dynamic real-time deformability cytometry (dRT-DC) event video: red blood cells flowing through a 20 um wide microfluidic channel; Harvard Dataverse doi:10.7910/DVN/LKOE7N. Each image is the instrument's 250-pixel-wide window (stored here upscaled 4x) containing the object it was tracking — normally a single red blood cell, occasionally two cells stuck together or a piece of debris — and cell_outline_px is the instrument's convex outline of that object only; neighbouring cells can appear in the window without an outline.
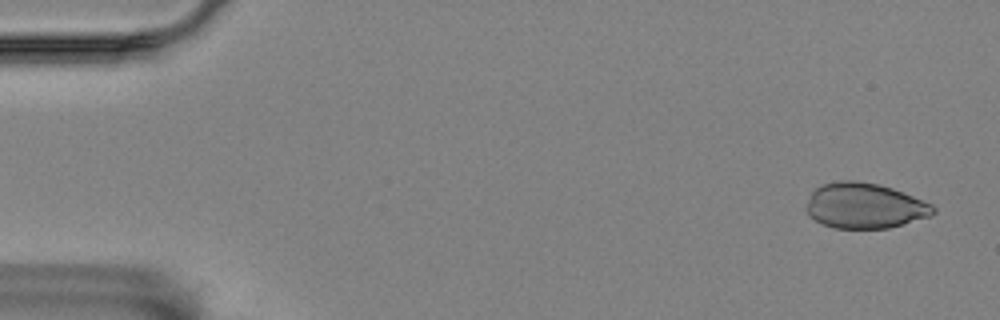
{"species": "Egyptian fruit bat (a non-hibernating species)", "species_latin": "Rousettus aegyptiacus", "temperature_condition": "room temperature", "stored_images_in_passage": 5, "camera_frame_rate_fps": 3000, "um_per_image_px": 0.085, "animal": {"sex": "female"}, "frame": {"image": 1, "passage_image": 1, "time_ms": 0.0, "image_size_px": [1000, 320], "cell_outline_px": [[936, 212], [932, 216], [904, 224], [888, 228], [836, 228], [824, 224], [808, 216], [804, 208], [812, 192], [820, 184], [840, 180], [856, 180], [880, 184], [892, 188], [932, 204], [936, 208]], "centroid_in_image_um": [73.49, 17.48], "position_along_channel_um": 11.5, "area_um2": 33.81}}
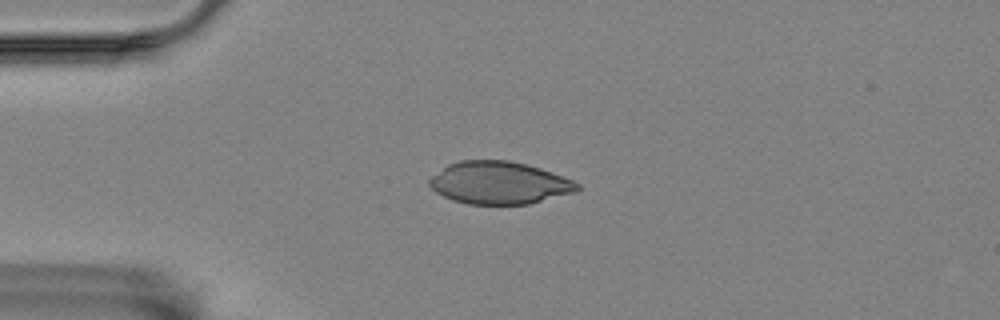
{"frame": {"image": 2, "passage_image": 4, "time_ms": 1.0, "image_size_px": [1000, 320], "cell_outline_px": [[580, 188], [576, 192], [528, 204], [468, 204], [452, 200], [436, 192], [428, 184], [428, 180], [432, 176], [448, 164], [460, 160], [508, 160], [528, 164], [552, 172], [572, 180], [580, 184]], "centroid_in_image_um": [42.44, 15.54], "position_along_channel_um": 42.6, "area_um2": 36.65}}